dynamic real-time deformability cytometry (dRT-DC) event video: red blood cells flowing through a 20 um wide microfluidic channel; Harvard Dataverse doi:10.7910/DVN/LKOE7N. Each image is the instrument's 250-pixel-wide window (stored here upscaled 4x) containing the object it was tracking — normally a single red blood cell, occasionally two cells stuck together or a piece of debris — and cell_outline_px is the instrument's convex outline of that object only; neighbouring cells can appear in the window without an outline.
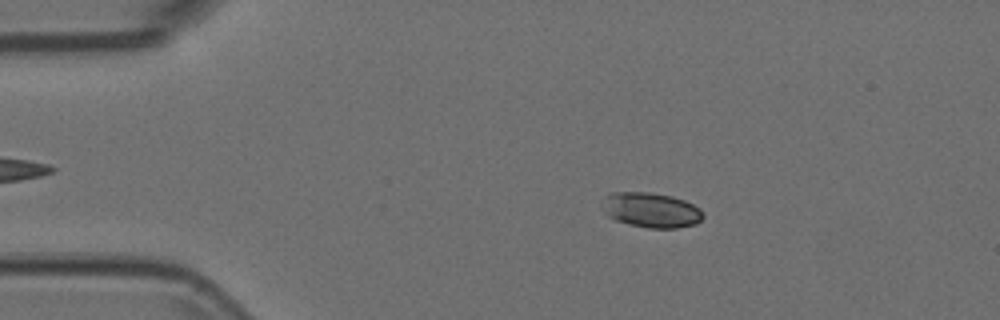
{"species": "Egyptian fruit bat (a non-hibernating species)", "species_latin": "Rousettus aegyptiacus", "temperature_condition": "room temperature", "stored_images_in_passage": 54, "camera_frame_rate_fps": 3000, "um_per_image_px": 0.085, "animal": {"sex": "female"}, "frame": {"image": 1, "passage_image": 10, "time_ms": 3.0, "image_size_px": [1000, 320], "cell_outline_px": [[704, 216], [696, 224], [676, 228], [648, 228], [616, 220], [608, 216], [604, 212], [600, 200], [608, 192], [652, 192], [672, 196], [684, 200], [700, 208], [704, 212]], "centroid_in_image_um": [55.32, 17.83], "position_along_channel_um": 29.7, "area_um2": 20.81}}
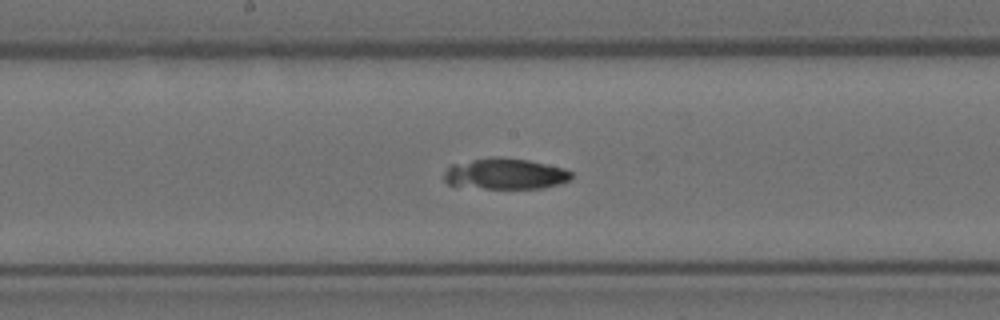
{"frame": {"image": 2, "passage_image": 28, "time_ms": 9.0, "image_size_px": [1000, 320], "cell_outline_px": [[572, 180], [560, 184], [544, 188], [484, 188], [448, 184], [444, 180], [444, 172], [448, 164], [488, 156], [500, 156], [528, 160], [564, 168], [572, 172]], "centroid_in_image_um": [42.93, 14.75], "position_along_channel_um": 205.3, "area_um2": 23.35}}
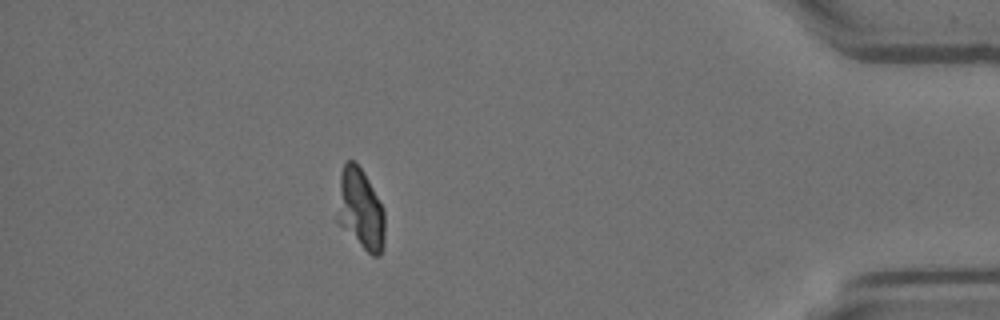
{"frame": {"image": 3, "passage_image": 48, "time_ms": 15.667, "image_size_px": [1000, 320], "cell_outline_px": [[384, 244], [380, 256], [372, 256], [336, 220], [340, 172], [344, 160], [352, 160], [360, 168], [368, 180], [384, 208]], "centroid_in_image_um": [30.63, 17.76], "position_along_channel_um": 404.6, "area_um2": 22.25}}